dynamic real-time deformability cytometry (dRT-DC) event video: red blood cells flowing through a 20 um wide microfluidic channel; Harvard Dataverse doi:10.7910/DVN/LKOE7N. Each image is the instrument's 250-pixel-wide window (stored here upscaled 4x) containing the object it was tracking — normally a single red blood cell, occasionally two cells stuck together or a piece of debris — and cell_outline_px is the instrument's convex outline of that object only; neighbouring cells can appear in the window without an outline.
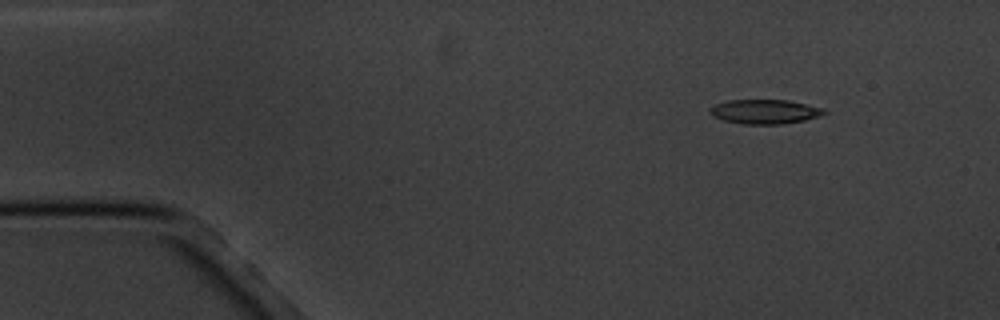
{"species": "common noctule bat (a hibernating species)", "species_latin": "Nyctalus noctula", "temperature_condition": "cold", "stored_images_in_passage": 4, "camera_frame_rate_fps": 3000, "um_per_image_px": 0.085, "animal": {"sex": "male", "body_mass_g": 20.1, "forearm_length_mm": 53.5}, "frame": {"image": 1, "passage_image": 1, "time_ms": 0.0, "image_size_px": [1000, 320], "cell_outline_px": [[828, 112], [820, 116], [804, 120], [784, 124], [744, 124], [724, 120], [712, 116], [708, 112], [708, 108], [716, 104], [728, 100], [788, 100], [824, 108]], "centroid_in_image_um": [65.0, 9.49], "position_along_channel_um": 20.0, "area_um2": 16.3}}
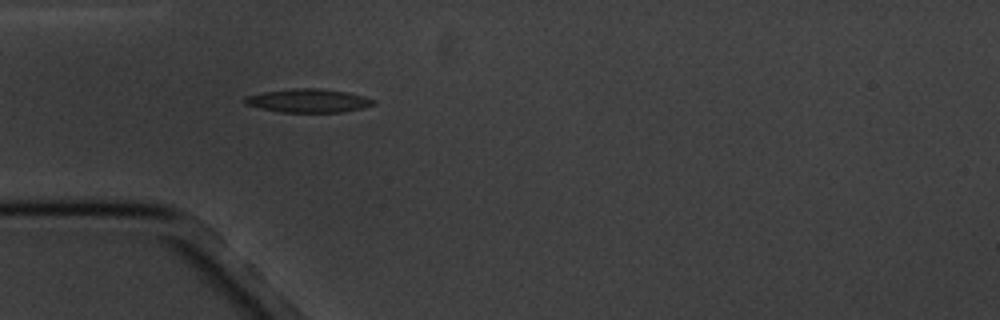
{"frame": {"image": 2, "passage_image": 4, "time_ms": 3.333, "image_size_px": [1000, 320], "cell_outline_px": [[376, 104], [364, 108], [340, 112], [280, 112], [260, 108], [244, 104], [244, 96], [264, 92], [292, 88], [320, 88], [348, 92], [364, 96], [376, 100]], "centroid_in_image_um": [26.22, 8.55], "position_along_channel_um": 58.8, "area_um2": 17.8}}